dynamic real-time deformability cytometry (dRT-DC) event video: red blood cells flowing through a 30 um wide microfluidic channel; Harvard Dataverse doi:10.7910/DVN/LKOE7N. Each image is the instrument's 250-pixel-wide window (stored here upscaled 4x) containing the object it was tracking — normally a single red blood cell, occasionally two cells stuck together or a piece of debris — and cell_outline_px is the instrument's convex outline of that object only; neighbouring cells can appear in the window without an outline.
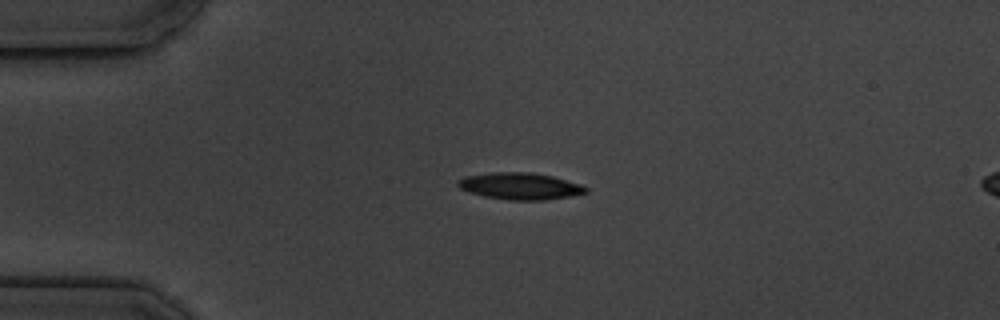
{"species": "common noctule bat (a hibernating species)", "species_latin": "Nyctalus noctula", "temperature_condition": "cold", "stored_images_in_passage": 5, "segment_of_instrument_passage": [1, 2], "camera_frame_rate_fps": 3000, "um_per_image_px": 0.085, "animal": {"sex": "male", "body_mass_g": 19.5, "forearm_length_mm": 54.6}, "frame": {"image": 1, "passage_image": 3, "time_ms": 3.0, "image_size_px": [1000, 320], "cell_outline_px": [[588, 192], [572, 196], [544, 200], [508, 200], [484, 196], [468, 192], [460, 188], [456, 184], [456, 180], [464, 176], [492, 172], [532, 172], [552, 176], [584, 184], [588, 188]], "centroid_in_image_um": [44.22, 15.81], "position_along_channel_um": 40.8, "area_um2": 20.29}}